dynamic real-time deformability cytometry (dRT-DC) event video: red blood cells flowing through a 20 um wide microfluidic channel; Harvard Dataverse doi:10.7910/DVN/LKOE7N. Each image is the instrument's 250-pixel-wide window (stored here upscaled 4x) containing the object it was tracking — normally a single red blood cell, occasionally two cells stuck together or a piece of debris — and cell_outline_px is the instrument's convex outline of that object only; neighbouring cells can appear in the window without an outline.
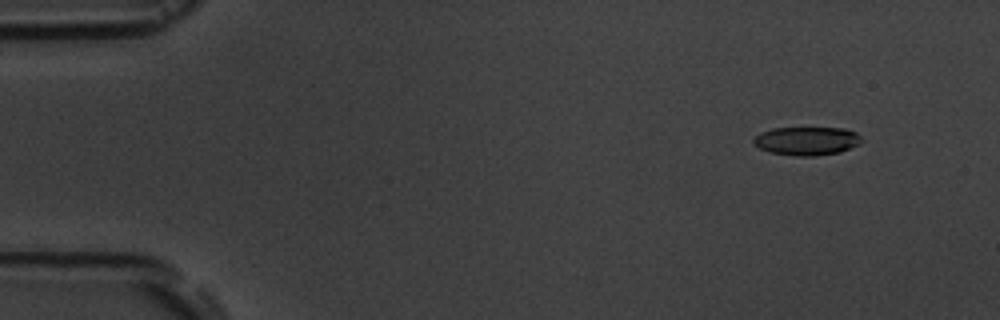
{"species": "common noctule bat (a hibernating species)", "species_latin": "Nyctalus noctula", "temperature_condition": "room temperature", "stored_images_in_passage": 4, "camera_frame_rate_fps": 3000, "um_per_image_px": 0.085, "animal": {"sex": "male", "body_mass_g": 19.5, "forearm_length_mm": 54.6}, "frame": {"image": 1, "passage_image": 1, "time_ms": 0.0, "image_size_px": [1000, 320], "cell_outline_px": [[860, 144], [840, 152], [816, 156], [796, 156], [768, 152], [760, 148], [752, 140], [760, 132], [772, 128], [844, 128], [856, 132], [860, 136]], "centroid_in_image_um": [68.57, 11.98], "position_along_channel_um": 16.4, "area_um2": 17.92}}
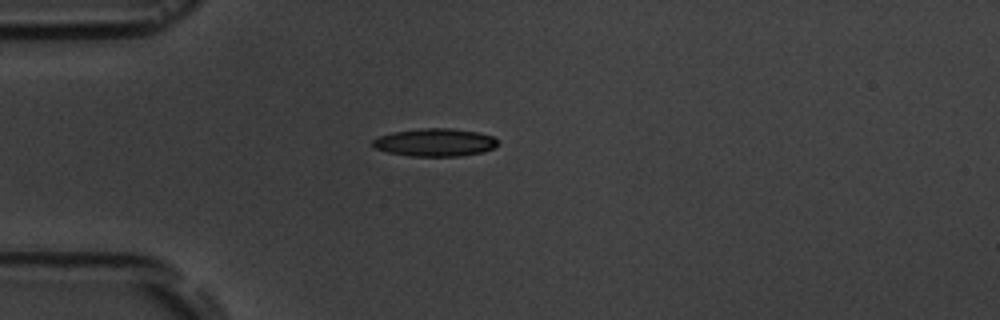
{"frame": {"image": 2, "passage_image": 4, "time_ms": 3.333, "image_size_px": [1000, 320], "cell_outline_px": [[500, 140], [492, 148], [484, 152], [460, 156], [408, 156], [388, 152], [372, 148], [372, 140], [380, 136], [392, 132], [420, 128], [452, 128], [476, 132], [492, 136]], "centroid_in_image_um": [36.95, 12.1], "position_along_channel_um": 48.1, "area_um2": 20.4}}